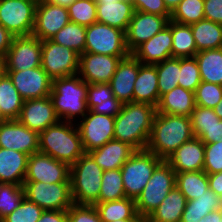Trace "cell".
I'll return each instance as SVG.
<instances>
[{
	"instance_id": "1",
	"label": "cell",
	"mask_w": 222,
	"mask_h": 222,
	"mask_svg": "<svg viewBox=\"0 0 222 222\" xmlns=\"http://www.w3.org/2000/svg\"><path fill=\"white\" fill-rule=\"evenodd\" d=\"M156 113V107L151 104L124 103L115 116L114 139L135 150L146 149Z\"/></svg>"
},
{
	"instance_id": "2",
	"label": "cell",
	"mask_w": 222,
	"mask_h": 222,
	"mask_svg": "<svg viewBox=\"0 0 222 222\" xmlns=\"http://www.w3.org/2000/svg\"><path fill=\"white\" fill-rule=\"evenodd\" d=\"M194 137L190 117L156 113L146 149L166 160Z\"/></svg>"
},
{
	"instance_id": "3",
	"label": "cell",
	"mask_w": 222,
	"mask_h": 222,
	"mask_svg": "<svg viewBox=\"0 0 222 222\" xmlns=\"http://www.w3.org/2000/svg\"><path fill=\"white\" fill-rule=\"evenodd\" d=\"M39 152L73 165L85 153L76 123L59 120L47 127L39 134Z\"/></svg>"
},
{
	"instance_id": "4",
	"label": "cell",
	"mask_w": 222,
	"mask_h": 222,
	"mask_svg": "<svg viewBox=\"0 0 222 222\" xmlns=\"http://www.w3.org/2000/svg\"><path fill=\"white\" fill-rule=\"evenodd\" d=\"M87 89L88 83L78 74L52 80L50 98L60 120L77 122L80 116L82 119L88 113Z\"/></svg>"
},
{
	"instance_id": "5",
	"label": "cell",
	"mask_w": 222,
	"mask_h": 222,
	"mask_svg": "<svg viewBox=\"0 0 222 222\" xmlns=\"http://www.w3.org/2000/svg\"><path fill=\"white\" fill-rule=\"evenodd\" d=\"M103 172L89 153H84L70 166L71 195L74 204L98 203Z\"/></svg>"
},
{
	"instance_id": "6",
	"label": "cell",
	"mask_w": 222,
	"mask_h": 222,
	"mask_svg": "<svg viewBox=\"0 0 222 222\" xmlns=\"http://www.w3.org/2000/svg\"><path fill=\"white\" fill-rule=\"evenodd\" d=\"M176 186V172L163 160L135 200L137 214L145 220Z\"/></svg>"
},
{
	"instance_id": "7",
	"label": "cell",
	"mask_w": 222,
	"mask_h": 222,
	"mask_svg": "<svg viewBox=\"0 0 222 222\" xmlns=\"http://www.w3.org/2000/svg\"><path fill=\"white\" fill-rule=\"evenodd\" d=\"M163 159L147 149L136 150L120 168L127 198L136 200Z\"/></svg>"
},
{
	"instance_id": "8",
	"label": "cell",
	"mask_w": 222,
	"mask_h": 222,
	"mask_svg": "<svg viewBox=\"0 0 222 222\" xmlns=\"http://www.w3.org/2000/svg\"><path fill=\"white\" fill-rule=\"evenodd\" d=\"M84 52L128 56L125 31L96 22L86 27Z\"/></svg>"
},
{
	"instance_id": "9",
	"label": "cell",
	"mask_w": 222,
	"mask_h": 222,
	"mask_svg": "<svg viewBox=\"0 0 222 222\" xmlns=\"http://www.w3.org/2000/svg\"><path fill=\"white\" fill-rule=\"evenodd\" d=\"M38 0H0V24L14 37L30 36Z\"/></svg>"
},
{
	"instance_id": "10",
	"label": "cell",
	"mask_w": 222,
	"mask_h": 222,
	"mask_svg": "<svg viewBox=\"0 0 222 222\" xmlns=\"http://www.w3.org/2000/svg\"><path fill=\"white\" fill-rule=\"evenodd\" d=\"M79 56L70 48L42 40L41 67L52 80L77 75Z\"/></svg>"
},
{
	"instance_id": "11",
	"label": "cell",
	"mask_w": 222,
	"mask_h": 222,
	"mask_svg": "<svg viewBox=\"0 0 222 222\" xmlns=\"http://www.w3.org/2000/svg\"><path fill=\"white\" fill-rule=\"evenodd\" d=\"M25 197L43 210H68L74 203L71 183L24 182Z\"/></svg>"
},
{
	"instance_id": "12",
	"label": "cell",
	"mask_w": 222,
	"mask_h": 222,
	"mask_svg": "<svg viewBox=\"0 0 222 222\" xmlns=\"http://www.w3.org/2000/svg\"><path fill=\"white\" fill-rule=\"evenodd\" d=\"M75 122L85 153L100 148L105 143L114 139L115 117L97 114L91 110Z\"/></svg>"
},
{
	"instance_id": "13",
	"label": "cell",
	"mask_w": 222,
	"mask_h": 222,
	"mask_svg": "<svg viewBox=\"0 0 222 222\" xmlns=\"http://www.w3.org/2000/svg\"><path fill=\"white\" fill-rule=\"evenodd\" d=\"M24 182L71 183L70 166L49 155L33 153L28 157Z\"/></svg>"
},
{
	"instance_id": "14",
	"label": "cell",
	"mask_w": 222,
	"mask_h": 222,
	"mask_svg": "<svg viewBox=\"0 0 222 222\" xmlns=\"http://www.w3.org/2000/svg\"><path fill=\"white\" fill-rule=\"evenodd\" d=\"M42 40L30 36L14 37L4 58L6 71H21L41 66Z\"/></svg>"
},
{
	"instance_id": "15",
	"label": "cell",
	"mask_w": 222,
	"mask_h": 222,
	"mask_svg": "<svg viewBox=\"0 0 222 222\" xmlns=\"http://www.w3.org/2000/svg\"><path fill=\"white\" fill-rule=\"evenodd\" d=\"M125 57L84 52L79 56L78 75L88 84L109 83Z\"/></svg>"
},
{
	"instance_id": "16",
	"label": "cell",
	"mask_w": 222,
	"mask_h": 222,
	"mask_svg": "<svg viewBox=\"0 0 222 222\" xmlns=\"http://www.w3.org/2000/svg\"><path fill=\"white\" fill-rule=\"evenodd\" d=\"M170 18L171 16H160L135 10L125 32L126 46L130 54L142 43L163 30L168 25Z\"/></svg>"
},
{
	"instance_id": "17",
	"label": "cell",
	"mask_w": 222,
	"mask_h": 222,
	"mask_svg": "<svg viewBox=\"0 0 222 222\" xmlns=\"http://www.w3.org/2000/svg\"><path fill=\"white\" fill-rule=\"evenodd\" d=\"M24 101L50 96L52 79L43 68L6 71Z\"/></svg>"
},
{
	"instance_id": "18",
	"label": "cell",
	"mask_w": 222,
	"mask_h": 222,
	"mask_svg": "<svg viewBox=\"0 0 222 222\" xmlns=\"http://www.w3.org/2000/svg\"><path fill=\"white\" fill-rule=\"evenodd\" d=\"M70 22L68 9L44 0H38L32 36L50 40L61 28Z\"/></svg>"
},
{
	"instance_id": "19",
	"label": "cell",
	"mask_w": 222,
	"mask_h": 222,
	"mask_svg": "<svg viewBox=\"0 0 222 222\" xmlns=\"http://www.w3.org/2000/svg\"><path fill=\"white\" fill-rule=\"evenodd\" d=\"M0 148L31 155L39 152V134L18 120H0Z\"/></svg>"
},
{
	"instance_id": "20",
	"label": "cell",
	"mask_w": 222,
	"mask_h": 222,
	"mask_svg": "<svg viewBox=\"0 0 222 222\" xmlns=\"http://www.w3.org/2000/svg\"><path fill=\"white\" fill-rule=\"evenodd\" d=\"M17 120L30 130L40 134L60 119L55 113L52 99L47 96L24 101Z\"/></svg>"
},
{
	"instance_id": "21",
	"label": "cell",
	"mask_w": 222,
	"mask_h": 222,
	"mask_svg": "<svg viewBox=\"0 0 222 222\" xmlns=\"http://www.w3.org/2000/svg\"><path fill=\"white\" fill-rule=\"evenodd\" d=\"M139 73V60L132 54L121 59L109 84L115 96L123 104L133 102L134 84Z\"/></svg>"
},
{
	"instance_id": "22",
	"label": "cell",
	"mask_w": 222,
	"mask_h": 222,
	"mask_svg": "<svg viewBox=\"0 0 222 222\" xmlns=\"http://www.w3.org/2000/svg\"><path fill=\"white\" fill-rule=\"evenodd\" d=\"M205 144L197 137L182 144L166 161L176 173L203 170Z\"/></svg>"
},
{
	"instance_id": "23",
	"label": "cell",
	"mask_w": 222,
	"mask_h": 222,
	"mask_svg": "<svg viewBox=\"0 0 222 222\" xmlns=\"http://www.w3.org/2000/svg\"><path fill=\"white\" fill-rule=\"evenodd\" d=\"M142 64H157L172 57V34L166 26L163 30L138 46L132 53Z\"/></svg>"
},
{
	"instance_id": "24",
	"label": "cell",
	"mask_w": 222,
	"mask_h": 222,
	"mask_svg": "<svg viewBox=\"0 0 222 222\" xmlns=\"http://www.w3.org/2000/svg\"><path fill=\"white\" fill-rule=\"evenodd\" d=\"M135 151L129 144L113 139L88 153L106 171L120 169Z\"/></svg>"
},
{
	"instance_id": "25",
	"label": "cell",
	"mask_w": 222,
	"mask_h": 222,
	"mask_svg": "<svg viewBox=\"0 0 222 222\" xmlns=\"http://www.w3.org/2000/svg\"><path fill=\"white\" fill-rule=\"evenodd\" d=\"M159 100L156 66L142 64L139 61V73L134 84L133 102L147 103L157 107Z\"/></svg>"
},
{
	"instance_id": "26",
	"label": "cell",
	"mask_w": 222,
	"mask_h": 222,
	"mask_svg": "<svg viewBox=\"0 0 222 222\" xmlns=\"http://www.w3.org/2000/svg\"><path fill=\"white\" fill-rule=\"evenodd\" d=\"M28 157L26 153L0 148V182L23 186Z\"/></svg>"
},
{
	"instance_id": "27",
	"label": "cell",
	"mask_w": 222,
	"mask_h": 222,
	"mask_svg": "<svg viewBox=\"0 0 222 222\" xmlns=\"http://www.w3.org/2000/svg\"><path fill=\"white\" fill-rule=\"evenodd\" d=\"M86 101L88 110L112 117H115L123 106V103L113 96L109 83L88 84Z\"/></svg>"
},
{
	"instance_id": "28",
	"label": "cell",
	"mask_w": 222,
	"mask_h": 222,
	"mask_svg": "<svg viewBox=\"0 0 222 222\" xmlns=\"http://www.w3.org/2000/svg\"><path fill=\"white\" fill-rule=\"evenodd\" d=\"M96 6L97 22L119 28L126 32L135 11L131 0L96 2Z\"/></svg>"
},
{
	"instance_id": "29",
	"label": "cell",
	"mask_w": 222,
	"mask_h": 222,
	"mask_svg": "<svg viewBox=\"0 0 222 222\" xmlns=\"http://www.w3.org/2000/svg\"><path fill=\"white\" fill-rule=\"evenodd\" d=\"M196 107L195 93L180 86L160 97L157 113L190 117Z\"/></svg>"
},
{
	"instance_id": "30",
	"label": "cell",
	"mask_w": 222,
	"mask_h": 222,
	"mask_svg": "<svg viewBox=\"0 0 222 222\" xmlns=\"http://www.w3.org/2000/svg\"><path fill=\"white\" fill-rule=\"evenodd\" d=\"M186 203V197L175 186L144 222H180Z\"/></svg>"
},
{
	"instance_id": "31",
	"label": "cell",
	"mask_w": 222,
	"mask_h": 222,
	"mask_svg": "<svg viewBox=\"0 0 222 222\" xmlns=\"http://www.w3.org/2000/svg\"><path fill=\"white\" fill-rule=\"evenodd\" d=\"M190 27L198 52L222 48V24L203 19Z\"/></svg>"
},
{
	"instance_id": "32",
	"label": "cell",
	"mask_w": 222,
	"mask_h": 222,
	"mask_svg": "<svg viewBox=\"0 0 222 222\" xmlns=\"http://www.w3.org/2000/svg\"><path fill=\"white\" fill-rule=\"evenodd\" d=\"M23 103L24 100L12 80L5 74L0 80V119L17 120Z\"/></svg>"
},
{
	"instance_id": "33",
	"label": "cell",
	"mask_w": 222,
	"mask_h": 222,
	"mask_svg": "<svg viewBox=\"0 0 222 222\" xmlns=\"http://www.w3.org/2000/svg\"><path fill=\"white\" fill-rule=\"evenodd\" d=\"M222 209V198L210 188L199 198L187 201L180 222H199L208 213Z\"/></svg>"
},
{
	"instance_id": "34",
	"label": "cell",
	"mask_w": 222,
	"mask_h": 222,
	"mask_svg": "<svg viewBox=\"0 0 222 222\" xmlns=\"http://www.w3.org/2000/svg\"><path fill=\"white\" fill-rule=\"evenodd\" d=\"M102 222L125 219H142L136 211L135 200L124 197L119 200L101 202L94 205Z\"/></svg>"
},
{
	"instance_id": "35",
	"label": "cell",
	"mask_w": 222,
	"mask_h": 222,
	"mask_svg": "<svg viewBox=\"0 0 222 222\" xmlns=\"http://www.w3.org/2000/svg\"><path fill=\"white\" fill-rule=\"evenodd\" d=\"M194 57L201 80L222 85V48L200 51Z\"/></svg>"
},
{
	"instance_id": "36",
	"label": "cell",
	"mask_w": 222,
	"mask_h": 222,
	"mask_svg": "<svg viewBox=\"0 0 222 222\" xmlns=\"http://www.w3.org/2000/svg\"><path fill=\"white\" fill-rule=\"evenodd\" d=\"M167 26L172 34V57H194L198 51L190 25L170 20Z\"/></svg>"
},
{
	"instance_id": "37",
	"label": "cell",
	"mask_w": 222,
	"mask_h": 222,
	"mask_svg": "<svg viewBox=\"0 0 222 222\" xmlns=\"http://www.w3.org/2000/svg\"><path fill=\"white\" fill-rule=\"evenodd\" d=\"M176 187L187 201L197 199L209 189L207 174L203 170L176 173Z\"/></svg>"
},
{
	"instance_id": "38",
	"label": "cell",
	"mask_w": 222,
	"mask_h": 222,
	"mask_svg": "<svg viewBox=\"0 0 222 222\" xmlns=\"http://www.w3.org/2000/svg\"><path fill=\"white\" fill-rule=\"evenodd\" d=\"M86 26L69 22L61 28L50 40L77 52L84 53Z\"/></svg>"
},
{
	"instance_id": "39",
	"label": "cell",
	"mask_w": 222,
	"mask_h": 222,
	"mask_svg": "<svg viewBox=\"0 0 222 222\" xmlns=\"http://www.w3.org/2000/svg\"><path fill=\"white\" fill-rule=\"evenodd\" d=\"M154 65L158 74V92L159 97H161L163 94L179 86L180 58L171 57Z\"/></svg>"
},
{
	"instance_id": "40",
	"label": "cell",
	"mask_w": 222,
	"mask_h": 222,
	"mask_svg": "<svg viewBox=\"0 0 222 222\" xmlns=\"http://www.w3.org/2000/svg\"><path fill=\"white\" fill-rule=\"evenodd\" d=\"M124 197H126V194L121 170L104 171L98 203L119 200Z\"/></svg>"
},
{
	"instance_id": "41",
	"label": "cell",
	"mask_w": 222,
	"mask_h": 222,
	"mask_svg": "<svg viewBox=\"0 0 222 222\" xmlns=\"http://www.w3.org/2000/svg\"><path fill=\"white\" fill-rule=\"evenodd\" d=\"M204 17V0H182L171 13V21L192 25Z\"/></svg>"
},
{
	"instance_id": "42",
	"label": "cell",
	"mask_w": 222,
	"mask_h": 222,
	"mask_svg": "<svg viewBox=\"0 0 222 222\" xmlns=\"http://www.w3.org/2000/svg\"><path fill=\"white\" fill-rule=\"evenodd\" d=\"M67 9L70 22L86 27L97 22L95 0H75Z\"/></svg>"
},
{
	"instance_id": "43",
	"label": "cell",
	"mask_w": 222,
	"mask_h": 222,
	"mask_svg": "<svg viewBox=\"0 0 222 222\" xmlns=\"http://www.w3.org/2000/svg\"><path fill=\"white\" fill-rule=\"evenodd\" d=\"M24 198L23 186L0 182V221L12 213Z\"/></svg>"
},
{
	"instance_id": "44",
	"label": "cell",
	"mask_w": 222,
	"mask_h": 222,
	"mask_svg": "<svg viewBox=\"0 0 222 222\" xmlns=\"http://www.w3.org/2000/svg\"><path fill=\"white\" fill-rule=\"evenodd\" d=\"M201 81L200 70L195 57L180 58L178 85L195 92Z\"/></svg>"
},
{
	"instance_id": "45",
	"label": "cell",
	"mask_w": 222,
	"mask_h": 222,
	"mask_svg": "<svg viewBox=\"0 0 222 222\" xmlns=\"http://www.w3.org/2000/svg\"><path fill=\"white\" fill-rule=\"evenodd\" d=\"M43 211L36 203L25 197L18 207L0 222H37Z\"/></svg>"
},
{
	"instance_id": "46",
	"label": "cell",
	"mask_w": 222,
	"mask_h": 222,
	"mask_svg": "<svg viewBox=\"0 0 222 222\" xmlns=\"http://www.w3.org/2000/svg\"><path fill=\"white\" fill-rule=\"evenodd\" d=\"M194 93L197 106L213 109L222 99V85L201 81Z\"/></svg>"
},
{
	"instance_id": "47",
	"label": "cell",
	"mask_w": 222,
	"mask_h": 222,
	"mask_svg": "<svg viewBox=\"0 0 222 222\" xmlns=\"http://www.w3.org/2000/svg\"><path fill=\"white\" fill-rule=\"evenodd\" d=\"M190 120L193 134L198 138L203 132V127H210L220 118L213 109L196 105L190 115Z\"/></svg>"
},
{
	"instance_id": "48",
	"label": "cell",
	"mask_w": 222,
	"mask_h": 222,
	"mask_svg": "<svg viewBox=\"0 0 222 222\" xmlns=\"http://www.w3.org/2000/svg\"><path fill=\"white\" fill-rule=\"evenodd\" d=\"M203 171L207 175L222 172V141L205 144Z\"/></svg>"
},
{
	"instance_id": "49",
	"label": "cell",
	"mask_w": 222,
	"mask_h": 222,
	"mask_svg": "<svg viewBox=\"0 0 222 222\" xmlns=\"http://www.w3.org/2000/svg\"><path fill=\"white\" fill-rule=\"evenodd\" d=\"M68 222H102L94 205L73 204L67 210Z\"/></svg>"
},
{
	"instance_id": "50",
	"label": "cell",
	"mask_w": 222,
	"mask_h": 222,
	"mask_svg": "<svg viewBox=\"0 0 222 222\" xmlns=\"http://www.w3.org/2000/svg\"><path fill=\"white\" fill-rule=\"evenodd\" d=\"M134 10L156 14L160 16H171L163 0H131Z\"/></svg>"
},
{
	"instance_id": "51",
	"label": "cell",
	"mask_w": 222,
	"mask_h": 222,
	"mask_svg": "<svg viewBox=\"0 0 222 222\" xmlns=\"http://www.w3.org/2000/svg\"><path fill=\"white\" fill-rule=\"evenodd\" d=\"M204 17L222 24V0H204Z\"/></svg>"
},
{
	"instance_id": "52",
	"label": "cell",
	"mask_w": 222,
	"mask_h": 222,
	"mask_svg": "<svg viewBox=\"0 0 222 222\" xmlns=\"http://www.w3.org/2000/svg\"><path fill=\"white\" fill-rule=\"evenodd\" d=\"M204 144L222 141V119L210 127H203L202 134L198 137Z\"/></svg>"
},
{
	"instance_id": "53",
	"label": "cell",
	"mask_w": 222,
	"mask_h": 222,
	"mask_svg": "<svg viewBox=\"0 0 222 222\" xmlns=\"http://www.w3.org/2000/svg\"><path fill=\"white\" fill-rule=\"evenodd\" d=\"M37 222H68L67 210H44Z\"/></svg>"
},
{
	"instance_id": "54",
	"label": "cell",
	"mask_w": 222,
	"mask_h": 222,
	"mask_svg": "<svg viewBox=\"0 0 222 222\" xmlns=\"http://www.w3.org/2000/svg\"><path fill=\"white\" fill-rule=\"evenodd\" d=\"M14 36L0 24V58L4 59Z\"/></svg>"
},
{
	"instance_id": "55",
	"label": "cell",
	"mask_w": 222,
	"mask_h": 222,
	"mask_svg": "<svg viewBox=\"0 0 222 222\" xmlns=\"http://www.w3.org/2000/svg\"><path fill=\"white\" fill-rule=\"evenodd\" d=\"M209 188L222 198V172L207 175Z\"/></svg>"
},
{
	"instance_id": "56",
	"label": "cell",
	"mask_w": 222,
	"mask_h": 222,
	"mask_svg": "<svg viewBox=\"0 0 222 222\" xmlns=\"http://www.w3.org/2000/svg\"><path fill=\"white\" fill-rule=\"evenodd\" d=\"M222 219V209L208 213L199 222H220Z\"/></svg>"
},
{
	"instance_id": "57",
	"label": "cell",
	"mask_w": 222,
	"mask_h": 222,
	"mask_svg": "<svg viewBox=\"0 0 222 222\" xmlns=\"http://www.w3.org/2000/svg\"><path fill=\"white\" fill-rule=\"evenodd\" d=\"M167 9L172 13V11L179 5L182 0H163Z\"/></svg>"
},
{
	"instance_id": "58",
	"label": "cell",
	"mask_w": 222,
	"mask_h": 222,
	"mask_svg": "<svg viewBox=\"0 0 222 222\" xmlns=\"http://www.w3.org/2000/svg\"><path fill=\"white\" fill-rule=\"evenodd\" d=\"M56 5H61L62 7H68L69 5H71L75 0H44Z\"/></svg>"
},
{
	"instance_id": "59",
	"label": "cell",
	"mask_w": 222,
	"mask_h": 222,
	"mask_svg": "<svg viewBox=\"0 0 222 222\" xmlns=\"http://www.w3.org/2000/svg\"><path fill=\"white\" fill-rule=\"evenodd\" d=\"M214 112L222 119V99L221 101L213 108Z\"/></svg>"
},
{
	"instance_id": "60",
	"label": "cell",
	"mask_w": 222,
	"mask_h": 222,
	"mask_svg": "<svg viewBox=\"0 0 222 222\" xmlns=\"http://www.w3.org/2000/svg\"><path fill=\"white\" fill-rule=\"evenodd\" d=\"M5 74H6L5 61L4 59L0 58V80Z\"/></svg>"
},
{
	"instance_id": "61",
	"label": "cell",
	"mask_w": 222,
	"mask_h": 222,
	"mask_svg": "<svg viewBox=\"0 0 222 222\" xmlns=\"http://www.w3.org/2000/svg\"><path fill=\"white\" fill-rule=\"evenodd\" d=\"M111 222H144L143 219H125V220H117Z\"/></svg>"
},
{
	"instance_id": "62",
	"label": "cell",
	"mask_w": 222,
	"mask_h": 222,
	"mask_svg": "<svg viewBox=\"0 0 222 222\" xmlns=\"http://www.w3.org/2000/svg\"><path fill=\"white\" fill-rule=\"evenodd\" d=\"M116 1H123V0H95V2H116Z\"/></svg>"
}]
</instances>
